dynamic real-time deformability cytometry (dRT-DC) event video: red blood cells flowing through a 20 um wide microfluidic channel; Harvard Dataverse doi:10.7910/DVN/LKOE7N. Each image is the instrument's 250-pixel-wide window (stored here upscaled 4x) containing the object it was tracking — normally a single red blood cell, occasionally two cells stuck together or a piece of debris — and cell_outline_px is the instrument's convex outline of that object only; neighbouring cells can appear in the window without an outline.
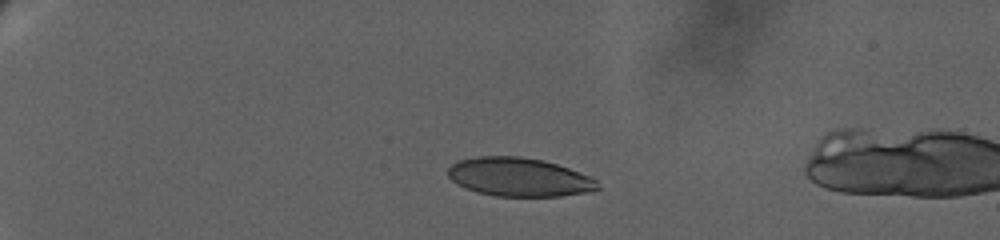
{"species": "human", "species_latin": "Homo sapiens", "temperature_condition": "warm", "stored_images_in_passage": 36, "camera_frame_rate_fps": 3000, "um_per_image_px": 0.085, "donor": {"sex": "female"}, "frame": {"image": 1, "passage_image": 1, "time_ms": 0.0, "image_size_px": [1000, 240], "cell_outline_px": [[600, 188], [592, 192], [560, 196], [496, 196], [476, 192], [456, 184], [448, 176], [448, 168], [452, 164], [460, 160], [476, 156], [520, 156], [544, 160], [592, 176], [596, 180]], "centroid_in_image_um": [44.14, 15.05], "position_along_channel_um": 40.9, "area_um2": 33.93}}
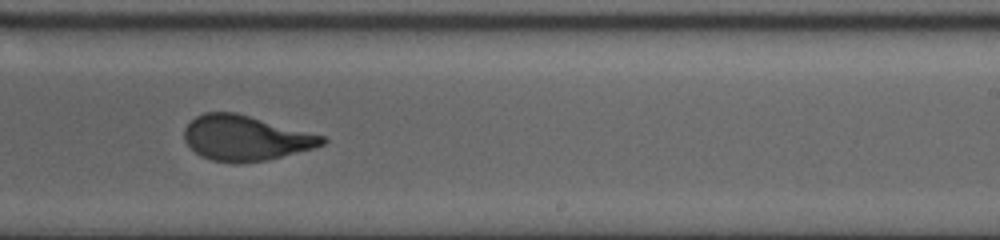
{"frame": {"image": 2, "passage_image": 20, "time_ms": 10.333, "image_size_px": [1000, 240], "cell_outline_px": [[328, 140], [324, 144], [312, 148], [268, 160], [212, 160], [200, 156], [184, 140], [184, 128], [196, 116], [204, 112], [236, 112], [324, 136]], "centroid_in_image_um": [20.86, 11.69], "position_along_channel_um": 268.1, "area_um2": 35.37}}
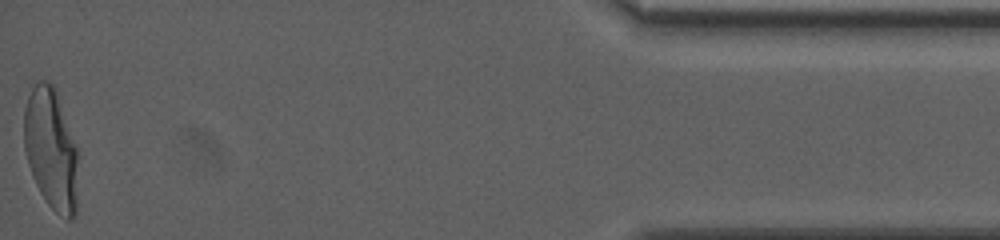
{"frame": {"image": 3, "passage_image": 36, "time_ms": 18.0, "image_size_px": [1000, 240], "cell_outline_px": [[80, 156], [76, 216], [72, 220], [68, 220], [56, 212], [48, 204], [40, 192], [36, 184], [28, 164], [24, 148], [24, 108], [28, 96], [36, 80], [48, 80], [56, 88]], "centroid_in_image_um": [4.38, 12.68], "position_along_channel_um": 430.8, "area_um2": 39.25}, "authors_computed_cell_mechanics": {"area_um2": 36.7319, "velocity_mm_per_s": 2.9827, "shape_relaxation_time_tau1_ms": 10.5294, "shape_relaxation_time_tau2_ms": null, "deformation_change_tau1": 0.3103, "deformation_change_tau2": null}}